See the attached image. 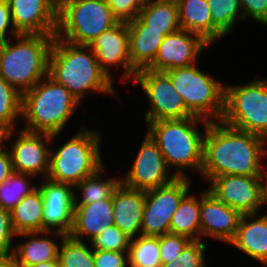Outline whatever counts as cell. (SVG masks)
Here are the masks:
<instances>
[{
	"mask_svg": "<svg viewBox=\"0 0 267 267\" xmlns=\"http://www.w3.org/2000/svg\"><path fill=\"white\" fill-rule=\"evenodd\" d=\"M18 34L56 35L58 0H7Z\"/></svg>",
	"mask_w": 267,
	"mask_h": 267,
	"instance_id": "cell-18",
	"label": "cell"
},
{
	"mask_svg": "<svg viewBox=\"0 0 267 267\" xmlns=\"http://www.w3.org/2000/svg\"><path fill=\"white\" fill-rule=\"evenodd\" d=\"M266 145L264 138L233 128L221 120L209 122L199 175L206 183L222 175L264 176Z\"/></svg>",
	"mask_w": 267,
	"mask_h": 267,
	"instance_id": "cell-1",
	"label": "cell"
},
{
	"mask_svg": "<svg viewBox=\"0 0 267 267\" xmlns=\"http://www.w3.org/2000/svg\"><path fill=\"white\" fill-rule=\"evenodd\" d=\"M241 10L244 21L251 18L267 26V0H241Z\"/></svg>",
	"mask_w": 267,
	"mask_h": 267,
	"instance_id": "cell-41",
	"label": "cell"
},
{
	"mask_svg": "<svg viewBox=\"0 0 267 267\" xmlns=\"http://www.w3.org/2000/svg\"><path fill=\"white\" fill-rule=\"evenodd\" d=\"M113 216V196L91 204H74L73 227L69 235L90 242L114 225Z\"/></svg>",
	"mask_w": 267,
	"mask_h": 267,
	"instance_id": "cell-21",
	"label": "cell"
},
{
	"mask_svg": "<svg viewBox=\"0 0 267 267\" xmlns=\"http://www.w3.org/2000/svg\"><path fill=\"white\" fill-rule=\"evenodd\" d=\"M210 45L202 36L180 29L165 36L154 62L147 69L166 72L198 64V58Z\"/></svg>",
	"mask_w": 267,
	"mask_h": 267,
	"instance_id": "cell-16",
	"label": "cell"
},
{
	"mask_svg": "<svg viewBox=\"0 0 267 267\" xmlns=\"http://www.w3.org/2000/svg\"><path fill=\"white\" fill-rule=\"evenodd\" d=\"M65 234L58 231L25 232L16 235L23 242L14 246L13 258L16 267H28L58 260L59 242ZM60 239V240H59ZM58 240V241H56Z\"/></svg>",
	"mask_w": 267,
	"mask_h": 267,
	"instance_id": "cell-20",
	"label": "cell"
},
{
	"mask_svg": "<svg viewBox=\"0 0 267 267\" xmlns=\"http://www.w3.org/2000/svg\"><path fill=\"white\" fill-rule=\"evenodd\" d=\"M241 214L203 189L200 203L201 240L213 238L217 242L229 244L234 238Z\"/></svg>",
	"mask_w": 267,
	"mask_h": 267,
	"instance_id": "cell-19",
	"label": "cell"
},
{
	"mask_svg": "<svg viewBox=\"0 0 267 267\" xmlns=\"http://www.w3.org/2000/svg\"><path fill=\"white\" fill-rule=\"evenodd\" d=\"M28 267H60V264H59V260H52V261L39 263L36 265H31Z\"/></svg>",
	"mask_w": 267,
	"mask_h": 267,
	"instance_id": "cell-45",
	"label": "cell"
},
{
	"mask_svg": "<svg viewBox=\"0 0 267 267\" xmlns=\"http://www.w3.org/2000/svg\"><path fill=\"white\" fill-rule=\"evenodd\" d=\"M0 267H16L13 255H0Z\"/></svg>",
	"mask_w": 267,
	"mask_h": 267,
	"instance_id": "cell-44",
	"label": "cell"
},
{
	"mask_svg": "<svg viewBox=\"0 0 267 267\" xmlns=\"http://www.w3.org/2000/svg\"><path fill=\"white\" fill-rule=\"evenodd\" d=\"M4 131L0 128V146L3 144Z\"/></svg>",
	"mask_w": 267,
	"mask_h": 267,
	"instance_id": "cell-47",
	"label": "cell"
},
{
	"mask_svg": "<svg viewBox=\"0 0 267 267\" xmlns=\"http://www.w3.org/2000/svg\"><path fill=\"white\" fill-rule=\"evenodd\" d=\"M209 122L200 117L158 120L145 123V132L157 144L167 167L171 171L174 169L176 177H191L185 170L201 172L203 141Z\"/></svg>",
	"mask_w": 267,
	"mask_h": 267,
	"instance_id": "cell-3",
	"label": "cell"
},
{
	"mask_svg": "<svg viewBox=\"0 0 267 267\" xmlns=\"http://www.w3.org/2000/svg\"><path fill=\"white\" fill-rule=\"evenodd\" d=\"M48 75L62 84L81 104L88 93L117 96L114 82L100 69L88 45H76L55 36L49 56Z\"/></svg>",
	"mask_w": 267,
	"mask_h": 267,
	"instance_id": "cell-2",
	"label": "cell"
},
{
	"mask_svg": "<svg viewBox=\"0 0 267 267\" xmlns=\"http://www.w3.org/2000/svg\"><path fill=\"white\" fill-rule=\"evenodd\" d=\"M16 235L10 211L0 207V255H13Z\"/></svg>",
	"mask_w": 267,
	"mask_h": 267,
	"instance_id": "cell-39",
	"label": "cell"
},
{
	"mask_svg": "<svg viewBox=\"0 0 267 267\" xmlns=\"http://www.w3.org/2000/svg\"><path fill=\"white\" fill-rule=\"evenodd\" d=\"M200 203L201 192L197 197L196 193L189 191L172 216L170 233L185 236L192 241L201 240Z\"/></svg>",
	"mask_w": 267,
	"mask_h": 267,
	"instance_id": "cell-28",
	"label": "cell"
},
{
	"mask_svg": "<svg viewBox=\"0 0 267 267\" xmlns=\"http://www.w3.org/2000/svg\"><path fill=\"white\" fill-rule=\"evenodd\" d=\"M43 209V196L37 188L26 195L10 212L15 233L43 231Z\"/></svg>",
	"mask_w": 267,
	"mask_h": 267,
	"instance_id": "cell-27",
	"label": "cell"
},
{
	"mask_svg": "<svg viewBox=\"0 0 267 267\" xmlns=\"http://www.w3.org/2000/svg\"><path fill=\"white\" fill-rule=\"evenodd\" d=\"M54 38L55 35L19 34L0 42V77L21 95L32 89L48 75Z\"/></svg>",
	"mask_w": 267,
	"mask_h": 267,
	"instance_id": "cell-4",
	"label": "cell"
},
{
	"mask_svg": "<svg viewBox=\"0 0 267 267\" xmlns=\"http://www.w3.org/2000/svg\"><path fill=\"white\" fill-rule=\"evenodd\" d=\"M88 46L96 55L100 69L110 80L115 79L112 76V70H119V68L121 70L123 67L119 80L124 84L133 81L137 71L131 66L129 32L126 22H118L93 39Z\"/></svg>",
	"mask_w": 267,
	"mask_h": 267,
	"instance_id": "cell-15",
	"label": "cell"
},
{
	"mask_svg": "<svg viewBox=\"0 0 267 267\" xmlns=\"http://www.w3.org/2000/svg\"><path fill=\"white\" fill-rule=\"evenodd\" d=\"M87 243L65 235L59 246L60 267H95L94 249Z\"/></svg>",
	"mask_w": 267,
	"mask_h": 267,
	"instance_id": "cell-31",
	"label": "cell"
},
{
	"mask_svg": "<svg viewBox=\"0 0 267 267\" xmlns=\"http://www.w3.org/2000/svg\"><path fill=\"white\" fill-rule=\"evenodd\" d=\"M112 14L119 22L135 20L143 7V0H106Z\"/></svg>",
	"mask_w": 267,
	"mask_h": 267,
	"instance_id": "cell-38",
	"label": "cell"
},
{
	"mask_svg": "<svg viewBox=\"0 0 267 267\" xmlns=\"http://www.w3.org/2000/svg\"><path fill=\"white\" fill-rule=\"evenodd\" d=\"M11 12L7 0H0V42L16 37ZM9 36V37H8Z\"/></svg>",
	"mask_w": 267,
	"mask_h": 267,
	"instance_id": "cell-42",
	"label": "cell"
},
{
	"mask_svg": "<svg viewBox=\"0 0 267 267\" xmlns=\"http://www.w3.org/2000/svg\"><path fill=\"white\" fill-rule=\"evenodd\" d=\"M14 173L11 154L3 143L0 146V185Z\"/></svg>",
	"mask_w": 267,
	"mask_h": 267,
	"instance_id": "cell-43",
	"label": "cell"
},
{
	"mask_svg": "<svg viewBox=\"0 0 267 267\" xmlns=\"http://www.w3.org/2000/svg\"><path fill=\"white\" fill-rule=\"evenodd\" d=\"M128 169L121 175V183L143 191L167 185L176 178L167 167L161 150L147 133Z\"/></svg>",
	"mask_w": 267,
	"mask_h": 267,
	"instance_id": "cell-13",
	"label": "cell"
},
{
	"mask_svg": "<svg viewBox=\"0 0 267 267\" xmlns=\"http://www.w3.org/2000/svg\"><path fill=\"white\" fill-rule=\"evenodd\" d=\"M127 25L131 66L136 71L147 69L154 62L165 35L162 31L147 29L139 17Z\"/></svg>",
	"mask_w": 267,
	"mask_h": 267,
	"instance_id": "cell-24",
	"label": "cell"
},
{
	"mask_svg": "<svg viewBox=\"0 0 267 267\" xmlns=\"http://www.w3.org/2000/svg\"><path fill=\"white\" fill-rule=\"evenodd\" d=\"M191 241L185 236L172 233L159 236L161 264L173 261Z\"/></svg>",
	"mask_w": 267,
	"mask_h": 267,
	"instance_id": "cell-37",
	"label": "cell"
},
{
	"mask_svg": "<svg viewBox=\"0 0 267 267\" xmlns=\"http://www.w3.org/2000/svg\"><path fill=\"white\" fill-rule=\"evenodd\" d=\"M119 21L106 0H58L56 37L76 45H89Z\"/></svg>",
	"mask_w": 267,
	"mask_h": 267,
	"instance_id": "cell-7",
	"label": "cell"
},
{
	"mask_svg": "<svg viewBox=\"0 0 267 267\" xmlns=\"http://www.w3.org/2000/svg\"><path fill=\"white\" fill-rule=\"evenodd\" d=\"M101 139L100 131L80 126L62 146L57 145L54 151L50 147L47 179L75 186L95 174L105 165L101 158Z\"/></svg>",
	"mask_w": 267,
	"mask_h": 267,
	"instance_id": "cell-6",
	"label": "cell"
},
{
	"mask_svg": "<svg viewBox=\"0 0 267 267\" xmlns=\"http://www.w3.org/2000/svg\"><path fill=\"white\" fill-rule=\"evenodd\" d=\"M212 17V45L226 38L234 30L237 21H244L241 0H207Z\"/></svg>",
	"mask_w": 267,
	"mask_h": 267,
	"instance_id": "cell-30",
	"label": "cell"
},
{
	"mask_svg": "<svg viewBox=\"0 0 267 267\" xmlns=\"http://www.w3.org/2000/svg\"><path fill=\"white\" fill-rule=\"evenodd\" d=\"M263 182L264 176L222 175L213 178L207 189L241 215L255 214L263 207Z\"/></svg>",
	"mask_w": 267,
	"mask_h": 267,
	"instance_id": "cell-14",
	"label": "cell"
},
{
	"mask_svg": "<svg viewBox=\"0 0 267 267\" xmlns=\"http://www.w3.org/2000/svg\"><path fill=\"white\" fill-rule=\"evenodd\" d=\"M130 241L131 238L129 236L113 225L94 237L90 244L96 250L128 252Z\"/></svg>",
	"mask_w": 267,
	"mask_h": 267,
	"instance_id": "cell-35",
	"label": "cell"
},
{
	"mask_svg": "<svg viewBox=\"0 0 267 267\" xmlns=\"http://www.w3.org/2000/svg\"><path fill=\"white\" fill-rule=\"evenodd\" d=\"M190 177H176L167 185L145 191L141 235L159 237L170 233V222L183 197L191 191Z\"/></svg>",
	"mask_w": 267,
	"mask_h": 267,
	"instance_id": "cell-12",
	"label": "cell"
},
{
	"mask_svg": "<svg viewBox=\"0 0 267 267\" xmlns=\"http://www.w3.org/2000/svg\"><path fill=\"white\" fill-rule=\"evenodd\" d=\"M181 29L202 36L212 44V17L207 0H176Z\"/></svg>",
	"mask_w": 267,
	"mask_h": 267,
	"instance_id": "cell-25",
	"label": "cell"
},
{
	"mask_svg": "<svg viewBox=\"0 0 267 267\" xmlns=\"http://www.w3.org/2000/svg\"><path fill=\"white\" fill-rule=\"evenodd\" d=\"M95 267H129L128 252L94 249Z\"/></svg>",
	"mask_w": 267,
	"mask_h": 267,
	"instance_id": "cell-40",
	"label": "cell"
},
{
	"mask_svg": "<svg viewBox=\"0 0 267 267\" xmlns=\"http://www.w3.org/2000/svg\"><path fill=\"white\" fill-rule=\"evenodd\" d=\"M60 135L61 133L51 135L24 129L5 131L3 143L11 154L14 172L31 174L36 177L41 175V178H47L50 147Z\"/></svg>",
	"mask_w": 267,
	"mask_h": 267,
	"instance_id": "cell-11",
	"label": "cell"
},
{
	"mask_svg": "<svg viewBox=\"0 0 267 267\" xmlns=\"http://www.w3.org/2000/svg\"><path fill=\"white\" fill-rule=\"evenodd\" d=\"M203 241H191L173 261L160 267H207L204 256L208 247Z\"/></svg>",
	"mask_w": 267,
	"mask_h": 267,
	"instance_id": "cell-36",
	"label": "cell"
},
{
	"mask_svg": "<svg viewBox=\"0 0 267 267\" xmlns=\"http://www.w3.org/2000/svg\"><path fill=\"white\" fill-rule=\"evenodd\" d=\"M159 237L139 235L131 239L129 267H160Z\"/></svg>",
	"mask_w": 267,
	"mask_h": 267,
	"instance_id": "cell-33",
	"label": "cell"
},
{
	"mask_svg": "<svg viewBox=\"0 0 267 267\" xmlns=\"http://www.w3.org/2000/svg\"><path fill=\"white\" fill-rule=\"evenodd\" d=\"M36 178L31 174L14 172L0 185V207L11 212L26 195L38 188V185L32 184Z\"/></svg>",
	"mask_w": 267,
	"mask_h": 267,
	"instance_id": "cell-32",
	"label": "cell"
},
{
	"mask_svg": "<svg viewBox=\"0 0 267 267\" xmlns=\"http://www.w3.org/2000/svg\"><path fill=\"white\" fill-rule=\"evenodd\" d=\"M262 215H242L229 245L267 267V214Z\"/></svg>",
	"mask_w": 267,
	"mask_h": 267,
	"instance_id": "cell-23",
	"label": "cell"
},
{
	"mask_svg": "<svg viewBox=\"0 0 267 267\" xmlns=\"http://www.w3.org/2000/svg\"><path fill=\"white\" fill-rule=\"evenodd\" d=\"M22 116V95L0 77V128L5 132L19 128Z\"/></svg>",
	"mask_w": 267,
	"mask_h": 267,
	"instance_id": "cell-34",
	"label": "cell"
},
{
	"mask_svg": "<svg viewBox=\"0 0 267 267\" xmlns=\"http://www.w3.org/2000/svg\"><path fill=\"white\" fill-rule=\"evenodd\" d=\"M106 169L105 163L95 174L86 177L74 186V204H91L113 196L115 189L121 183V176L107 178Z\"/></svg>",
	"mask_w": 267,
	"mask_h": 267,
	"instance_id": "cell-29",
	"label": "cell"
},
{
	"mask_svg": "<svg viewBox=\"0 0 267 267\" xmlns=\"http://www.w3.org/2000/svg\"><path fill=\"white\" fill-rule=\"evenodd\" d=\"M138 17L147 25V29L162 31L165 36L181 29L176 0L146 1Z\"/></svg>",
	"mask_w": 267,
	"mask_h": 267,
	"instance_id": "cell-26",
	"label": "cell"
},
{
	"mask_svg": "<svg viewBox=\"0 0 267 267\" xmlns=\"http://www.w3.org/2000/svg\"><path fill=\"white\" fill-rule=\"evenodd\" d=\"M265 204L267 205V168L264 174V182H263V206Z\"/></svg>",
	"mask_w": 267,
	"mask_h": 267,
	"instance_id": "cell-46",
	"label": "cell"
},
{
	"mask_svg": "<svg viewBox=\"0 0 267 267\" xmlns=\"http://www.w3.org/2000/svg\"><path fill=\"white\" fill-rule=\"evenodd\" d=\"M182 97L186 108L196 117L220 121L224 113L225 85L194 64L165 72Z\"/></svg>",
	"mask_w": 267,
	"mask_h": 267,
	"instance_id": "cell-8",
	"label": "cell"
},
{
	"mask_svg": "<svg viewBox=\"0 0 267 267\" xmlns=\"http://www.w3.org/2000/svg\"><path fill=\"white\" fill-rule=\"evenodd\" d=\"M38 185L43 196V231H58L69 235L74 218V186L47 178Z\"/></svg>",
	"mask_w": 267,
	"mask_h": 267,
	"instance_id": "cell-17",
	"label": "cell"
},
{
	"mask_svg": "<svg viewBox=\"0 0 267 267\" xmlns=\"http://www.w3.org/2000/svg\"><path fill=\"white\" fill-rule=\"evenodd\" d=\"M132 82L134 86L139 85L147 97L149 106L144 115L145 123L196 117L186 108L165 72L142 69L136 72Z\"/></svg>",
	"mask_w": 267,
	"mask_h": 267,
	"instance_id": "cell-10",
	"label": "cell"
},
{
	"mask_svg": "<svg viewBox=\"0 0 267 267\" xmlns=\"http://www.w3.org/2000/svg\"><path fill=\"white\" fill-rule=\"evenodd\" d=\"M221 121L267 141V78H255L241 85L225 84Z\"/></svg>",
	"mask_w": 267,
	"mask_h": 267,
	"instance_id": "cell-9",
	"label": "cell"
},
{
	"mask_svg": "<svg viewBox=\"0 0 267 267\" xmlns=\"http://www.w3.org/2000/svg\"><path fill=\"white\" fill-rule=\"evenodd\" d=\"M145 191L120 183L113 193V220L131 239L141 235Z\"/></svg>",
	"mask_w": 267,
	"mask_h": 267,
	"instance_id": "cell-22",
	"label": "cell"
},
{
	"mask_svg": "<svg viewBox=\"0 0 267 267\" xmlns=\"http://www.w3.org/2000/svg\"><path fill=\"white\" fill-rule=\"evenodd\" d=\"M79 106L82 105L62 84L47 75L22 95V129L62 134Z\"/></svg>",
	"mask_w": 267,
	"mask_h": 267,
	"instance_id": "cell-5",
	"label": "cell"
}]
</instances>
